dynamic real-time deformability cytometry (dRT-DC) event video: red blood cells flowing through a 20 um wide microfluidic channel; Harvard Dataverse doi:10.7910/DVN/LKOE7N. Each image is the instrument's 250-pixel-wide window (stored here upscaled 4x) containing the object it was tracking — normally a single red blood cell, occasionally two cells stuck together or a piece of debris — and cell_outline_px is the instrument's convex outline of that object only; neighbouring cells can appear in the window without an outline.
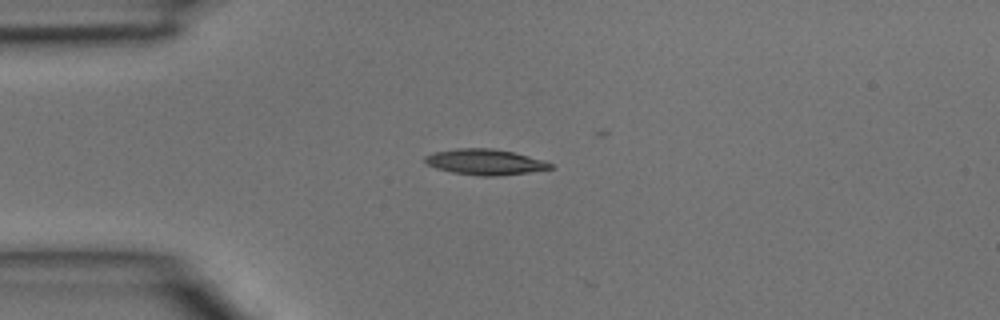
{"species": "common noctule bat (a hibernating species)", "species_latin": "Nyctalus noctula", "temperature_condition": "room temperature", "stored_images_in_passage": 6, "camera_frame_rate_fps": 3000, "um_per_image_px": 0.085, "animal": {"sex": "male", "body_mass_g": 15.6}, "frame": {"image": 1, "passage_image": 5, "time_ms": 1.333, "image_size_px": [1000, 320], "cell_outline_px": [[552, 168], [528, 172], [492, 176], [480, 176], [452, 172], [436, 168], [424, 164], [424, 156], [432, 152], [456, 148], [492, 148], [512, 152], [544, 160], [552, 164]], "centroid_in_image_um": [41.15, 13.76], "position_along_channel_um": 43.8, "area_um2": 18.73}}